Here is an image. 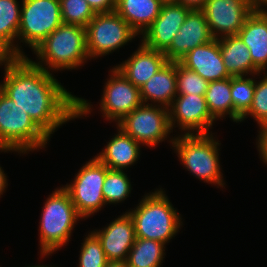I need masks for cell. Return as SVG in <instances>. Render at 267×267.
<instances>
[{
    "mask_svg": "<svg viewBox=\"0 0 267 267\" xmlns=\"http://www.w3.org/2000/svg\"><path fill=\"white\" fill-rule=\"evenodd\" d=\"M264 9L255 8L237 34L249 49L253 64L261 72L267 68V10Z\"/></svg>",
    "mask_w": 267,
    "mask_h": 267,
    "instance_id": "cell-19",
    "label": "cell"
},
{
    "mask_svg": "<svg viewBox=\"0 0 267 267\" xmlns=\"http://www.w3.org/2000/svg\"><path fill=\"white\" fill-rule=\"evenodd\" d=\"M60 8L63 23L84 28L96 14L86 0H60Z\"/></svg>",
    "mask_w": 267,
    "mask_h": 267,
    "instance_id": "cell-29",
    "label": "cell"
},
{
    "mask_svg": "<svg viewBox=\"0 0 267 267\" xmlns=\"http://www.w3.org/2000/svg\"><path fill=\"white\" fill-rule=\"evenodd\" d=\"M214 39L237 35L255 10L248 0H206L201 9Z\"/></svg>",
    "mask_w": 267,
    "mask_h": 267,
    "instance_id": "cell-11",
    "label": "cell"
},
{
    "mask_svg": "<svg viewBox=\"0 0 267 267\" xmlns=\"http://www.w3.org/2000/svg\"><path fill=\"white\" fill-rule=\"evenodd\" d=\"M206 0H177V3L185 5L190 9H202Z\"/></svg>",
    "mask_w": 267,
    "mask_h": 267,
    "instance_id": "cell-35",
    "label": "cell"
},
{
    "mask_svg": "<svg viewBox=\"0 0 267 267\" xmlns=\"http://www.w3.org/2000/svg\"><path fill=\"white\" fill-rule=\"evenodd\" d=\"M179 62L208 82L231 77L224 66L219 39H213L208 43L197 46L189 51Z\"/></svg>",
    "mask_w": 267,
    "mask_h": 267,
    "instance_id": "cell-17",
    "label": "cell"
},
{
    "mask_svg": "<svg viewBox=\"0 0 267 267\" xmlns=\"http://www.w3.org/2000/svg\"><path fill=\"white\" fill-rule=\"evenodd\" d=\"M105 267H128L126 261H108Z\"/></svg>",
    "mask_w": 267,
    "mask_h": 267,
    "instance_id": "cell-38",
    "label": "cell"
},
{
    "mask_svg": "<svg viewBox=\"0 0 267 267\" xmlns=\"http://www.w3.org/2000/svg\"><path fill=\"white\" fill-rule=\"evenodd\" d=\"M95 13H110L116 10L117 0H86Z\"/></svg>",
    "mask_w": 267,
    "mask_h": 267,
    "instance_id": "cell-33",
    "label": "cell"
},
{
    "mask_svg": "<svg viewBox=\"0 0 267 267\" xmlns=\"http://www.w3.org/2000/svg\"><path fill=\"white\" fill-rule=\"evenodd\" d=\"M107 262L100 240L89 232L81 246L79 267H105Z\"/></svg>",
    "mask_w": 267,
    "mask_h": 267,
    "instance_id": "cell-31",
    "label": "cell"
},
{
    "mask_svg": "<svg viewBox=\"0 0 267 267\" xmlns=\"http://www.w3.org/2000/svg\"><path fill=\"white\" fill-rule=\"evenodd\" d=\"M214 121L207 108L205 96L202 95L177 94L169 107L171 130L177 124L181 131H185V135L210 134L209 129ZM194 130L195 133H192Z\"/></svg>",
    "mask_w": 267,
    "mask_h": 267,
    "instance_id": "cell-13",
    "label": "cell"
},
{
    "mask_svg": "<svg viewBox=\"0 0 267 267\" xmlns=\"http://www.w3.org/2000/svg\"><path fill=\"white\" fill-rule=\"evenodd\" d=\"M191 10L179 3L162 4L159 16L142 34V44L150 49L164 52Z\"/></svg>",
    "mask_w": 267,
    "mask_h": 267,
    "instance_id": "cell-14",
    "label": "cell"
},
{
    "mask_svg": "<svg viewBox=\"0 0 267 267\" xmlns=\"http://www.w3.org/2000/svg\"><path fill=\"white\" fill-rule=\"evenodd\" d=\"M160 0H117L116 12L139 35L159 16Z\"/></svg>",
    "mask_w": 267,
    "mask_h": 267,
    "instance_id": "cell-23",
    "label": "cell"
},
{
    "mask_svg": "<svg viewBox=\"0 0 267 267\" xmlns=\"http://www.w3.org/2000/svg\"><path fill=\"white\" fill-rule=\"evenodd\" d=\"M3 64L5 77L0 89L49 138L62 124L91 112L87 100L72 95L50 71L35 66L28 57H14Z\"/></svg>",
    "mask_w": 267,
    "mask_h": 267,
    "instance_id": "cell-1",
    "label": "cell"
},
{
    "mask_svg": "<svg viewBox=\"0 0 267 267\" xmlns=\"http://www.w3.org/2000/svg\"><path fill=\"white\" fill-rule=\"evenodd\" d=\"M176 62L168 61L141 88L140 96L143 103L151 101L153 105L169 108L177 96Z\"/></svg>",
    "mask_w": 267,
    "mask_h": 267,
    "instance_id": "cell-20",
    "label": "cell"
},
{
    "mask_svg": "<svg viewBox=\"0 0 267 267\" xmlns=\"http://www.w3.org/2000/svg\"><path fill=\"white\" fill-rule=\"evenodd\" d=\"M163 4L164 3H177V0H160Z\"/></svg>",
    "mask_w": 267,
    "mask_h": 267,
    "instance_id": "cell-40",
    "label": "cell"
},
{
    "mask_svg": "<svg viewBox=\"0 0 267 267\" xmlns=\"http://www.w3.org/2000/svg\"><path fill=\"white\" fill-rule=\"evenodd\" d=\"M108 170L105 164L94 157L82 166L71 184L63 187L82 219L97 213L106 205L102 188Z\"/></svg>",
    "mask_w": 267,
    "mask_h": 267,
    "instance_id": "cell-8",
    "label": "cell"
},
{
    "mask_svg": "<svg viewBox=\"0 0 267 267\" xmlns=\"http://www.w3.org/2000/svg\"><path fill=\"white\" fill-rule=\"evenodd\" d=\"M141 145L155 147L169 137V108L142 103L116 124Z\"/></svg>",
    "mask_w": 267,
    "mask_h": 267,
    "instance_id": "cell-10",
    "label": "cell"
},
{
    "mask_svg": "<svg viewBox=\"0 0 267 267\" xmlns=\"http://www.w3.org/2000/svg\"><path fill=\"white\" fill-rule=\"evenodd\" d=\"M213 39L204 12L201 9H192L163 53L167 61L179 62L189 51Z\"/></svg>",
    "mask_w": 267,
    "mask_h": 267,
    "instance_id": "cell-15",
    "label": "cell"
},
{
    "mask_svg": "<svg viewBox=\"0 0 267 267\" xmlns=\"http://www.w3.org/2000/svg\"><path fill=\"white\" fill-rule=\"evenodd\" d=\"M177 94H193L205 96L209 82L193 70L176 62Z\"/></svg>",
    "mask_w": 267,
    "mask_h": 267,
    "instance_id": "cell-30",
    "label": "cell"
},
{
    "mask_svg": "<svg viewBox=\"0 0 267 267\" xmlns=\"http://www.w3.org/2000/svg\"><path fill=\"white\" fill-rule=\"evenodd\" d=\"M102 244L108 261H126L136 240L135 227L128 212L102 230L92 231Z\"/></svg>",
    "mask_w": 267,
    "mask_h": 267,
    "instance_id": "cell-16",
    "label": "cell"
},
{
    "mask_svg": "<svg viewBox=\"0 0 267 267\" xmlns=\"http://www.w3.org/2000/svg\"><path fill=\"white\" fill-rule=\"evenodd\" d=\"M33 51L41 61L35 62L31 59L29 60L35 66L47 72L50 71L48 70L49 68L51 70H72L80 67L81 64L89 59L86 28L62 23Z\"/></svg>",
    "mask_w": 267,
    "mask_h": 267,
    "instance_id": "cell-2",
    "label": "cell"
},
{
    "mask_svg": "<svg viewBox=\"0 0 267 267\" xmlns=\"http://www.w3.org/2000/svg\"><path fill=\"white\" fill-rule=\"evenodd\" d=\"M165 244L151 239L136 238L128 253V267H160L165 255Z\"/></svg>",
    "mask_w": 267,
    "mask_h": 267,
    "instance_id": "cell-26",
    "label": "cell"
},
{
    "mask_svg": "<svg viewBox=\"0 0 267 267\" xmlns=\"http://www.w3.org/2000/svg\"><path fill=\"white\" fill-rule=\"evenodd\" d=\"M167 62L162 51L150 49L141 43L128 60L114 67L133 85L141 88Z\"/></svg>",
    "mask_w": 267,
    "mask_h": 267,
    "instance_id": "cell-18",
    "label": "cell"
},
{
    "mask_svg": "<svg viewBox=\"0 0 267 267\" xmlns=\"http://www.w3.org/2000/svg\"><path fill=\"white\" fill-rule=\"evenodd\" d=\"M50 138L0 89V146L16 152L44 148Z\"/></svg>",
    "mask_w": 267,
    "mask_h": 267,
    "instance_id": "cell-6",
    "label": "cell"
},
{
    "mask_svg": "<svg viewBox=\"0 0 267 267\" xmlns=\"http://www.w3.org/2000/svg\"><path fill=\"white\" fill-rule=\"evenodd\" d=\"M219 47L225 69L231 77L262 73L253 64L249 49L237 35L219 38Z\"/></svg>",
    "mask_w": 267,
    "mask_h": 267,
    "instance_id": "cell-22",
    "label": "cell"
},
{
    "mask_svg": "<svg viewBox=\"0 0 267 267\" xmlns=\"http://www.w3.org/2000/svg\"><path fill=\"white\" fill-rule=\"evenodd\" d=\"M117 128L118 134L109 140L96 158L111 170L123 171L139 159L141 144L118 126Z\"/></svg>",
    "mask_w": 267,
    "mask_h": 267,
    "instance_id": "cell-21",
    "label": "cell"
},
{
    "mask_svg": "<svg viewBox=\"0 0 267 267\" xmlns=\"http://www.w3.org/2000/svg\"><path fill=\"white\" fill-rule=\"evenodd\" d=\"M0 150L3 152H9V151H15V150H13V149H9V148H6V147H2V146H0Z\"/></svg>",
    "mask_w": 267,
    "mask_h": 267,
    "instance_id": "cell-41",
    "label": "cell"
},
{
    "mask_svg": "<svg viewBox=\"0 0 267 267\" xmlns=\"http://www.w3.org/2000/svg\"><path fill=\"white\" fill-rule=\"evenodd\" d=\"M130 180L124 171L109 169L106 173L102 193L106 204L124 201L131 193Z\"/></svg>",
    "mask_w": 267,
    "mask_h": 267,
    "instance_id": "cell-28",
    "label": "cell"
},
{
    "mask_svg": "<svg viewBox=\"0 0 267 267\" xmlns=\"http://www.w3.org/2000/svg\"><path fill=\"white\" fill-rule=\"evenodd\" d=\"M104 87L100 102V111L107 120L119 123L127 114L138 108L143 102L140 88L133 85L115 67Z\"/></svg>",
    "mask_w": 267,
    "mask_h": 267,
    "instance_id": "cell-12",
    "label": "cell"
},
{
    "mask_svg": "<svg viewBox=\"0 0 267 267\" xmlns=\"http://www.w3.org/2000/svg\"><path fill=\"white\" fill-rule=\"evenodd\" d=\"M257 148L260 158H262V161L267 164V125L260 128L257 138Z\"/></svg>",
    "mask_w": 267,
    "mask_h": 267,
    "instance_id": "cell-34",
    "label": "cell"
},
{
    "mask_svg": "<svg viewBox=\"0 0 267 267\" xmlns=\"http://www.w3.org/2000/svg\"><path fill=\"white\" fill-rule=\"evenodd\" d=\"M138 34L116 12L96 13L86 27L87 53L97 58L115 51Z\"/></svg>",
    "mask_w": 267,
    "mask_h": 267,
    "instance_id": "cell-7",
    "label": "cell"
},
{
    "mask_svg": "<svg viewBox=\"0 0 267 267\" xmlns=\"http://www.w3.org/2000/svg\"><path fill=\"white\" fill-rule=\"evenodd\" d=\"M44 204L39 222V245L42 257L49 256L66 245L75 223L82 219L63 187L55 189Z\"/></svg>",
    "mask_w": 267,
    "mask_h": 267,
    "instance_id": "cell-4",
    "label": "cell"
},
{
    "mask_svg": "<svg viewBox=\"0 0 267 267\" xmlns=\"http://www.w3.org/2000/svg\"><path fill=\"white\" fill-rule=\"evenodd\" d=\"M138 205L128 212L134 222L136 238L156 240L166 245L175 237L182 219L161 188L146 194Z\"/></svg>",
    "mask_w": 267,
    "mask_h": 267,
    "instance_id": "cell-3",
    "label": "cell"
},
{
    "mask_svg": "<svg viewBox=\"0 0 267 267\" xmlns=\"http://www.w3.org/2000/svg\"><path fill=\"white\" fill-rule=\"evenodd\" d=\"M264 76L261 81H255V92L251 107L240 118V122H242L250 115L256 120L260 128L267 125V74L265 73Z\"/></svg>",
    "mask_w": 267,
    "mask_h": 267,
    "instance_id": "cell-32",
    "label": "cell"
},
{
    "mask_svg": "<svg viewBox=\"0 0 267 267\" xmlns=\"http://www.w3.org/2000/svg\"><path fill=\"white\" fill-rule=\"evenodd\" d=\"M62 23L60 0H22L17 38L34 50Z\"/></svg>",
    "mask_w": 267,
    "mask_h": 267,
    "instance_id": "cell-9",
    "label": "cell"
},
{
    "mask_svg": "<svg viewBox=\"0 0 267 267\" xmlns=\"http://www.w3.org/2000/svg\"><path fill=\"white\" fill-rule=\"evenodd\" d=\"M255 92V80L244 76L231 77V96L233 102V122L240 118L251 107Z\"/></svg>",
    "mask_w": 267,
    "mask_h": 267,
    "instance_id": "cell-27",
    "label": "cell"
},
{
    "mask_svg": "<svg viewBox=\"0 0 267 267\" xmlns=\"http://www.w3.org/2000/svg\"><path fill=\"white\" fill-rule=\"evenodd\" d=\"M255 8H262L267 6V0H248Z\"/></svg>",
    "mask_w": 267,
    "mask_h": 267,
    "instance_id": "cell-39",
    "label": "cell"
},
{
    "mask_svg": "<svg viewBox=\"0 0 267 267\" xmlns=\"http://www.w3.org/2000/svg\"><path fill=\"white\" fill-rule=\"evenodd\" d=\"M0 55L5 59H12L13 54L0 42Z\"/></svg>",
    "mask_w": 267,
    "mask_h": 267,
    "instance_id": "cell-37",
    "label": "cell"
},
{
    "mask_svg": "<svg viewBox=\"0 0 267 267\" xmlns=\"http://www.w3.org/2000/svg\"><path fill=\"white\" fill-rule=\"evenodd\" d=\"M4 171L2 170V167L0 166V196L3 194V192L6 189L7 184V179Z\"/></svg>",
    "mask_w": 267,
    "mask_h": 267,
    "instance_id": "cell-36",
    "label": "cell"
},
{
    "mask_svg": "<svg viewBox=\"0 0 267 267\" xmlns=\"http://www.w3.org/2000/svg\"><path fill=\"white\" fill-rule=\"evenodd\" d=\"M5 61V59L0 55V64L3 65L2 63Z\"/></svg>",
    "mask_w": 267,
    "mask_h": 267,
    "instance_id": "cell-43",
    "label": "cell"
},
{
    "mask_svg": "<svg viewBox=\"0 0 267 267\" xmlns=\"http://www.w3.org/2000/svg\"><path fill=\"white\" fill-rule=\"evenodd\" d=\"M205 100L209 113L215 120L221 119L226 115H229L233 120L231 77L209 82Z\"/></svg>",
    "mask_w": 267,
    "mask_h": 267,
    "instance_id": "cell-25",
    "label": "cell"
},
{
    "mask_svg": "<svg viewBox=\"0 0 267 267\" xmlns=\"http://www.w3.org/2000/svg\"><path fill=\"white\" fill-rule=\"evenodd\" d=\"M212 134H182L170 141L178 159L190 173L204 182L223 188L225 182L220 170L218 152L220 144Z\"/></svg>",
    "mask_w": 267,
    "mask_h": 267,
    "instance_id": "cell-5",
    "label": "cell"
},
{
    "mask_svg": "<svg viewBox=\"0 0 267 267\" xmlns=\"http://www.w3.org/2000/svg\"><path fill=\"white\" fill-rule=\"evenodd\" d=\"M27 267H48V266H46V265H36V266H27Z\"/></svg>",
    "mask_w": 267,
    "mask_h": 267,
    "instance_id": "cell-42",
    "label": "cell"
},
{
    "mask_svg": "<svg viewBox=\"0 0 267 267\" xmlns=\"http://www.w3.org/2000/svg\"><path fill=\"white\" fill-rule=\"evenodd\" d=\"M21 8L17 0H0V42L13 54L14 57H27L17 40L20 25Z\"/></svg>",
    "mask_w": 267,
    "mask_h": 267,
    "instance_id": "cell-24",
    "label": "cell"
}]
</instances>
